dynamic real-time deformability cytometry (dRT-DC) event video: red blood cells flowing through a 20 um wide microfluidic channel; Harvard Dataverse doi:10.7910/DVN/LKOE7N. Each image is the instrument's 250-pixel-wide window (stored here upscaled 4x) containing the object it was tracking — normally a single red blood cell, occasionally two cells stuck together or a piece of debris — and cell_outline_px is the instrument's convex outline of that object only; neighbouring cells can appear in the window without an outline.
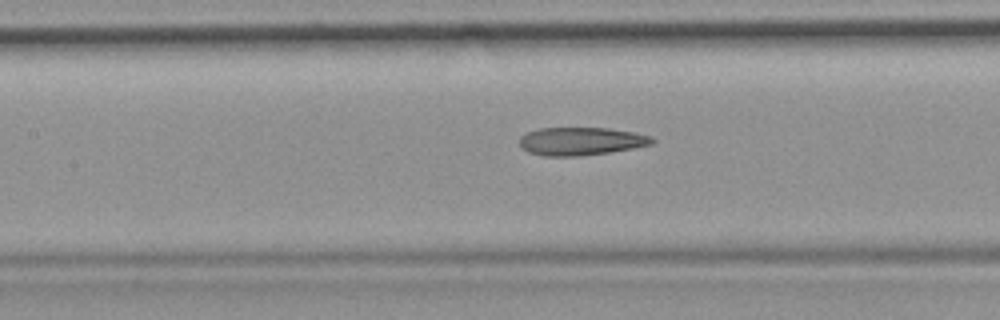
{"species": "common noctule bat (a hibernating species)", "species_latin": "Nyctalus noctula", "temperature_condition": "room temperature", "stored_images_in_passage": 47, "camera_frame_rate_fps": 3000, "um_per_image_px": 0.085, "animal": {"sex": "female", "body_mass_g": 19.9}, "frame": {"image": 1, "passage_image": 21, "time_ms": 6.667, "image_size_px": [1000, 320], "cell_outline_px": [[656, 140], [652, 144], [632, 148], [608, 152], [580, 156], [544, 156], [528, 152], [520, 148], [520, 136], [528, 132], [540, 128], [608, 128], [636, 132], [652, 136]], "centroid_in_image_um": [49.39, 12.0], "position_along_channel_um": 158.0, "area_um2": 21.73}}